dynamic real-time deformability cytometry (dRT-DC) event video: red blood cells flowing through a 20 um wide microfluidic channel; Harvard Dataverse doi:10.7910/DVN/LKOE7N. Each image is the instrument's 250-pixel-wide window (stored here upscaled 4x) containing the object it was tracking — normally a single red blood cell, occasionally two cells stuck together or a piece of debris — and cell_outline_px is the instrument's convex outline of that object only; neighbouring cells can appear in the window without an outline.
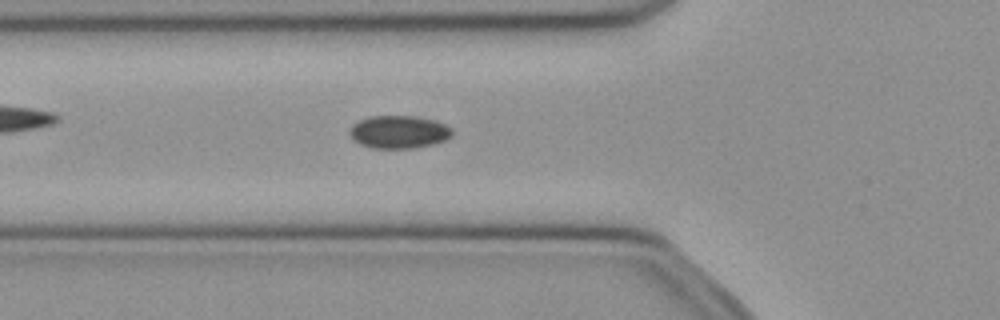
{"species": "common noctule bat (a hibernating species)", "species_latin": "Nyctalus noctula", "temperature_condition": "cold", "stored_images_in_passage": 48, "segment_of_instrument_passage": [1, 2], "camera_frame_rate_fps": 3000, "um_per_image_px": 0.085, "animal": {"sex": "female", "body_mass_g": 21.9}, "frame": {"image": 1, "passage_image": 14, "time_ms": 4.333, "image_size_px": [1000, 320], "cell_outline_px": [[452, 136], [444, 140], [432, 144], [412, 148], [372, 148], [360, 144], [352, 140], [348, 132], [352, 124], [368, 116], [412, 116], [432, 120], [444, 124], [452, 128]], "centroid_in_image_um": [33.85, 11.22], "position_along_channel_um": 91.9, "area_um2": 19.59}}
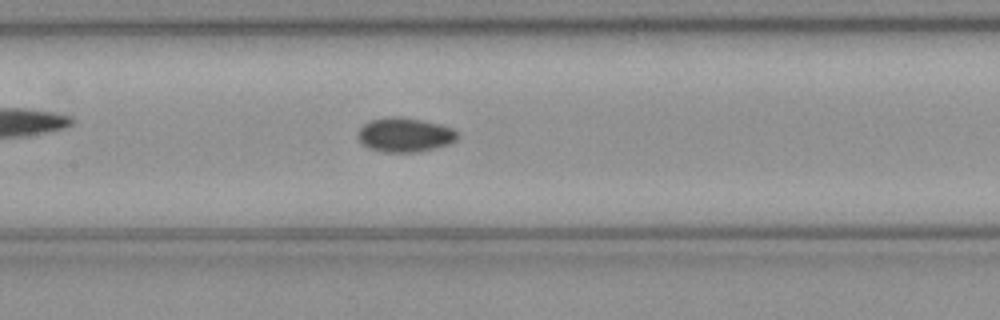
{"frame": {"image": 2, "passage_image": 20, "time_ms": 6.333, "image_size_px": [1000, 320], "cell_outline_px": [[460, 136], [456, 140], [448, 144], [436, 148], [420, 152], [384, 152], [368, 148], [360, 144], [356, 136], [356, 132], [364, 124], [372, 120], [388, 116], [400, 116], [440, 124], [452, 128]], "centroid_in_image_um": [34.37, 11.47], "position_along_channel_um": 173.0, "area_um2": 20.17}}
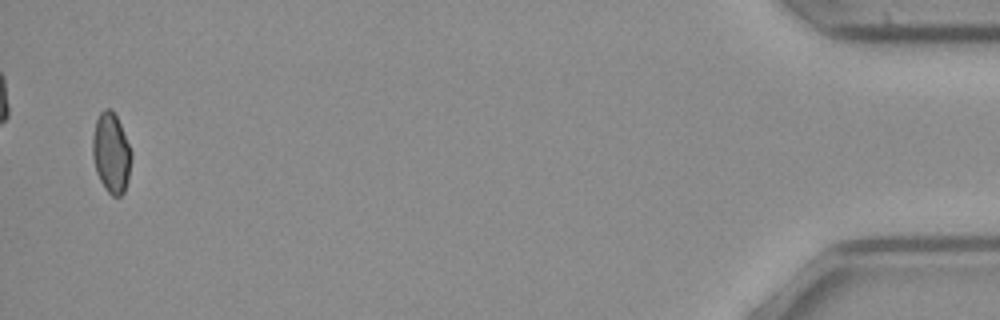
{"frame": {"image": 3, "passage_image": 46, "time_ms": 15.0, "image_size_px": [1000, 320], "cell_outline_px": [[132, 156], [128, 180], [124, 192], [120, 196], [112, 196], [104, 188], [96, 172], [92, 156], [92, 136], [96, 120], [100, 112], [104, 108], [112, 108], [120, 124], [132, 152]], "centroid_in_image_um": [9.44, 13.0], "position_along_channel_um": 425.8, "area_um2": 18.26}}